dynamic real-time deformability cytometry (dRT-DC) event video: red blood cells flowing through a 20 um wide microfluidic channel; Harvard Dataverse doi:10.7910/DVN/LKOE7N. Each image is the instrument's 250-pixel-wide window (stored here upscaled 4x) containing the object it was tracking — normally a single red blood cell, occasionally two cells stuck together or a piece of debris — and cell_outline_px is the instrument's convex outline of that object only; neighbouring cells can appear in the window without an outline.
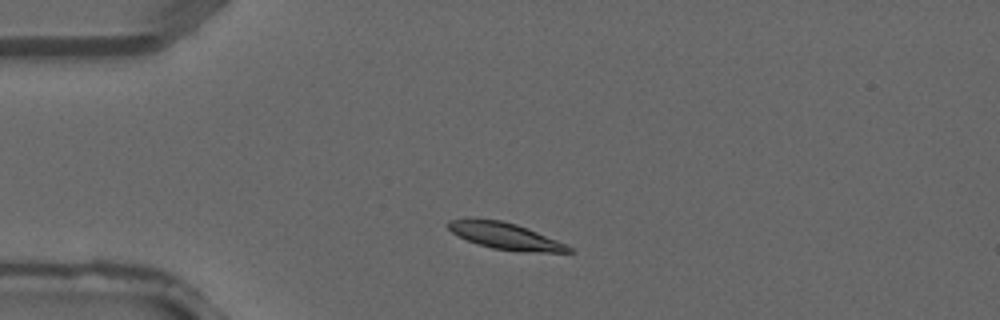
{"species": "common noctule bat (a hibernating species)", "species_latin": "Nyctalus noctula", "temperature_condition": "warm", "stored_images_in_passage": 2, "camera_frame_rate_fps": 3000, "um_per_image_px": 0.085, "animal": {"sex": "male", "forearm_length_mm": 52.5}, "frame": {"image": 1, "passage_image": 2, "time_ms": 0.333, "image_size_px": [1000, 320], "cell_outline_px": [[576, 252], [520, 252], [492, 248], [468, 240], [452, 232], [444, 224], [448, 220], [500, 220], [516, 224], [556, 240], [572, 248]], "centroid_in_image_um": [42.97, 20.09], "position_along_channel_um": 42.0, "area_um2": 18.09}}